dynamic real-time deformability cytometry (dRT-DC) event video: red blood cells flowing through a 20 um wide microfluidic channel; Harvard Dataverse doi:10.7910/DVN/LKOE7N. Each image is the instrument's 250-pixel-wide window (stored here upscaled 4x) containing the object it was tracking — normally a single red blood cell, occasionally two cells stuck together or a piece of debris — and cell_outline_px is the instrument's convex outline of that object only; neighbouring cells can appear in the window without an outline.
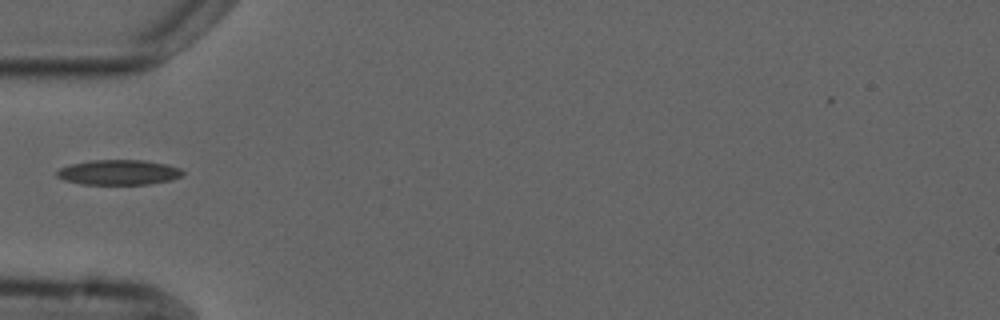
{"species": "common noctule bat (a hibernating species)", "species_latin": "Nyctalus noctula", "temperature_condition": "cold", "stored_images_in_passage": 2, "camera_frame_rate_fps": 3000, "um_per_image_px": 0.085, "animal": {"sex": "male", "forearm_length_mm": 52.5}, "frame": {"image": 1, "passage_image": 2, "time_ms": 1.333, "image_size_px": [1000, 320], "cell_outline_px": [[184, 172], [180, 176], [172, 180], [148, 184], [80, 184], [64, 180], [56, 176], [56, 172], [60, 168], [72, 164], [88, 160], [144, 160], [168, 164], [180, 168]], "centroid_in_image_um": [10.09, 14.64], "position_along_channel_um": 74.9, "area_um2": 18.44}}